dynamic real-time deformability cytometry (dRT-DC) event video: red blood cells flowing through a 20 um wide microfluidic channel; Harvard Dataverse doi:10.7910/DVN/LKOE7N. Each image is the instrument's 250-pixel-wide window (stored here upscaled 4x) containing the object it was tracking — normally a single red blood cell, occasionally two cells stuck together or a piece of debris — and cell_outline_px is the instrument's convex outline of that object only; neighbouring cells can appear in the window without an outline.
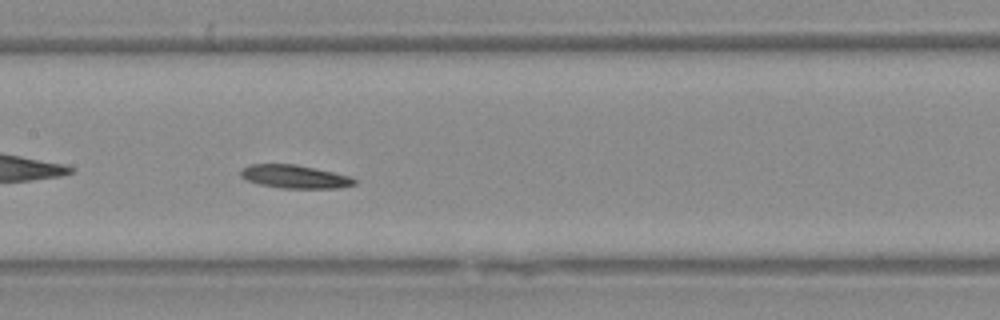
{"species": "Egyptian fruit bat (a non-hibernating species)", "species_latin": "Rousettus aegyptiacus", "temperature_condition": "warm", "stored_images_in_passage": 37, "camera_frame_rate_fps": 3000, "um_per_image_px": 0.085, "animal": {"sex": "female"}, "frame": {"image": 1, "passage_image": 11, "time_ms": 3.333, "image_size_px": [1000, 320], "cell_outline_px": [[356, 184], [340, 188], [280, 188], [260, 184], [244, 180], [240, 176], [240, 172], [248, 164], [296, 164], [332, 172], [348, 176], [356, 180]], "centroid_in_image_um": [25.01, 15.02], "position_along_channel_um": 182.4, "area_um2": 15.37}}
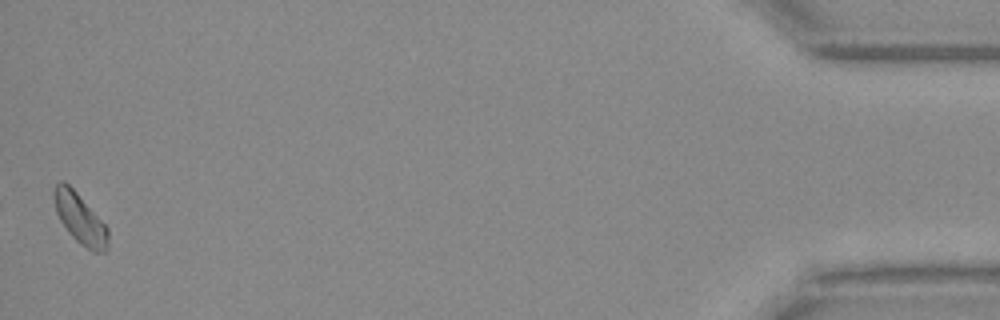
{"frame": {"image": 2, "passage_image": 37, "time_ms": 12.0, "image_size_px": [1000, 320], "cell_outline_px": [[108, 248], [104, 252], [92, 252], [80, 244], [68, 232], [60, 220], [56, 212], [52, 196], [52, 192], [56, 184], [60, 180], [64, 180], [76, 192], [108, 228]], "centroid_in_image_um": [6.77, 18.58], "position_along_channel_um": 428.4, "area_um2": 15.84}, "authors_computed_cell_mechanics": {"area_um2": 15.606, "velocity_mm_per_s": 3.8512, "shape_relaxation_time_tau1_ms": 2.9567, "shape_relaxation_time_tau2_ms": null, "deformation_change_tau1": 0.0973, "deformation_change_tau2": null}}